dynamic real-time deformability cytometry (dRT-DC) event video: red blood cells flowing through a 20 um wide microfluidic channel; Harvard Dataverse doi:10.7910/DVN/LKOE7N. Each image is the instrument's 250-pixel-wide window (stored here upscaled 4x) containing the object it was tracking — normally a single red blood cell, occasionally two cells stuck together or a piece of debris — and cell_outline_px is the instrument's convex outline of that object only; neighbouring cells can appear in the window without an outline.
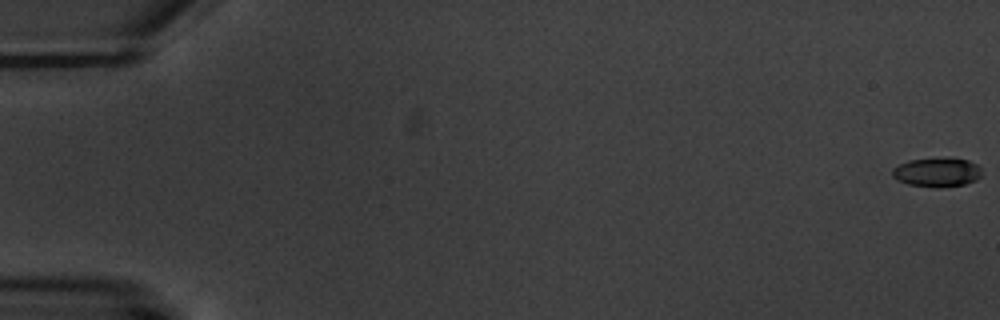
{"species": "common noctule bat (a hibernating species)", "species_latin": "Nyctalus noctula", "temperature_condition": "warm", "stored_images_in_passage": 4, "camera_frame_rate_fps": 3000, "um_per_image_px": 0.085, "animal": {"sex": "male", "body_mass_g": 20.1, "forearm_length_mm": 53.5}, "frame": {"image": 1, "passage_image": 1, "time_ms": 0.0, "image_size_px": [1000, 320], "cell_outline_px": [[980, 176], [976, 180], [964, 184], [908, 184], [896, 180], [892, 176], [892, 168], [908, 160], [944, 156], [968, 160], [976, 164], [980, 168]], "centroid_in_image_um": [79.62, 14.55], "position_along_channel_um": 5.4, "area_um2": 14.68}}